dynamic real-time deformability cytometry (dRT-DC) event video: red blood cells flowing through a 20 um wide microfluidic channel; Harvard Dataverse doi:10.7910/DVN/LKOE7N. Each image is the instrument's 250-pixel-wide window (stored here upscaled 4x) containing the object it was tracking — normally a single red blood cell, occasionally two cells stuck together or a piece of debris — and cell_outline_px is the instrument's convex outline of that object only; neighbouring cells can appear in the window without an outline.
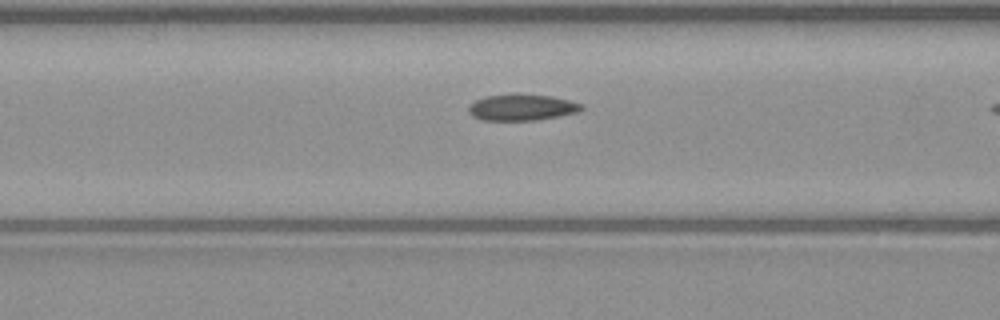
{"species": "common noctule bat (a hibernating species)", "species_latin": "Nyctalus noctula", "temperature_condition": "warm", "stored_images_in_passage": 10, "camera_frame_rate_fps": 3000, "um_per_image_px": 0.085, "animal": {"sex": "male", "body_mass_g": 23.1, "forearm_length_mm": 52.7}, "frame": {"image": 1, "passage_image": 9, "time_ms": 2.667, "image_size_px": [1000, 320], "cell_outline_px": [[584, 108], [576, 112], [536, 120], [480, 120], [472, 116], [468, 112], [468, 108], [476, 100], [484, 96], [516, 92], [552, 96], [568, 100], [580, 104]], "centroid_in_image_um": [44.29, 9.1], "position_along_channel_um": 122.3, "area_um2": 17.46}}